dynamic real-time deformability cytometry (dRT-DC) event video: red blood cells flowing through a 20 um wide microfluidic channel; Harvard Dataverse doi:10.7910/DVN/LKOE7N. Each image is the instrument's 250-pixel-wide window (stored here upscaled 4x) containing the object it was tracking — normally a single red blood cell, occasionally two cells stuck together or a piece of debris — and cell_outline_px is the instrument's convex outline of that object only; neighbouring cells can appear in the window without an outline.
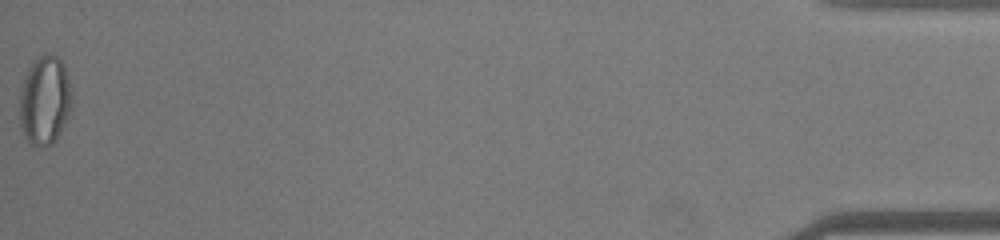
{"species": "common noctule bat (a hibernating species)", "species_latin": "Nyctalus noctula", "temperature_condition": "warm", "stored_images_in_passage": 50, "segment_of_instrument_passage": [2, 2], "camera_frame_rate_fps": 3000, "um_per_image_px": 0.085, "animal": {"sex": "male", "body_mass_g": 19.0, "forearm_length_mm": 50.8}, "frame": {"image": 1, "passage_image": 50, "time_ms": 16.333, "image_size_px": [1000, 240], "cell_outline_px": [[72, 108], [56, 140], [52, 144], [44, 148], [40, 148], [28, 144], [24, 136], [20, 124], [20, 96], [24, 80], [28, 68], [44, 52], [52, 52], [60, 60], [64, 68], [68, 80], [72, 96]], "centroid_in_image_um": [3.81, 8.58], "position_along_channel_um": 431.4, "area_um2": 27.22}}